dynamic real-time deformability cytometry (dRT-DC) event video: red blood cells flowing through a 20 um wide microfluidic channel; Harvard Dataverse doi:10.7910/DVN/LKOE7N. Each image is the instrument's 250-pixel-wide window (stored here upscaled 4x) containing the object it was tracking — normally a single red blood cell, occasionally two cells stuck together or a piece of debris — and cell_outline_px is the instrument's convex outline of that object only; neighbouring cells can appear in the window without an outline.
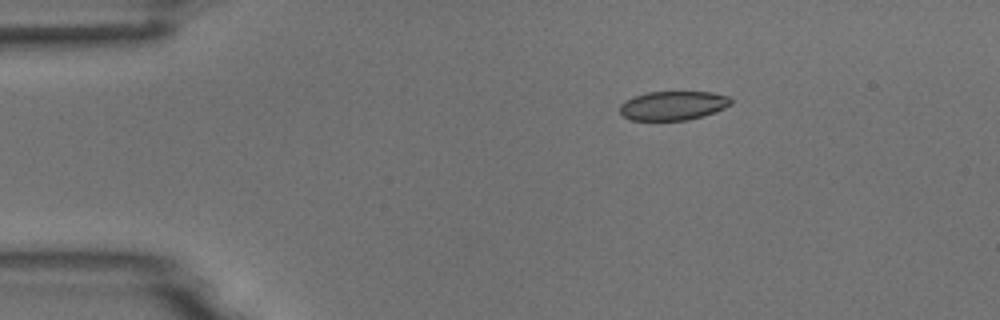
{"species": "common noctule bat (a hibernating species)", "species_latin": "Nyctalus noctula", "temperature_condition": "room temperature", "stored_images_in_passage": 3, "camera_frame_rate_fps": 3000, "um_per_image_px": 0.085, "animal": {"sex": "male", "body_mass_g": 18.8}, "frame": {"image": 1, "passage_image": 1, "time_ms": 0.0, "image_size_px": [1000, 320], "cell_outline_px": [[732, 104], [724, 108], [704, 116], [688, 120], [632, 120], [624, 116], [620, 112], [620, 104], [624, 100], [648, 92], [712, 92], [728, 96], [732, 100]], "centroid_in_image_um": [57.22, 8.97], "position_along_channel_um": 27.8, "area_um2": 18.79}}